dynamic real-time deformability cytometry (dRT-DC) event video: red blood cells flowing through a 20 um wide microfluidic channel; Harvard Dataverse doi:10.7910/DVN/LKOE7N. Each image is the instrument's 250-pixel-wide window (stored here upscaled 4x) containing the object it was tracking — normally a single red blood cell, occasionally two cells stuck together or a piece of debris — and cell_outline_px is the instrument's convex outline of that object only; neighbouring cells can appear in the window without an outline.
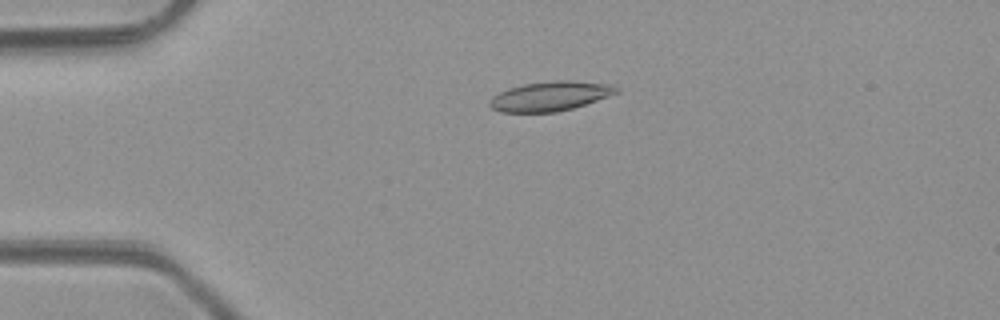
{"species": "common noctule bat (a hibernating species)", "species_latin": "Nyctalus noctula", "temperature_condition": "room temperature", "stored_images_in_passage": 5, "camera_frame_rate_fps": 3000, "um_per_image_px": 0.085, "animal": {"sex": "male", "body_mass_g": 23.1, "forearm_length_mm": 52.7}, "frame": {"image": 1, "passage_image": 4, "time_ms": 3.333, "image_size_px": [1000, 320], "cell_outline_px": [[620, 92], [572, 108], [556, 112], [500, 112], [492, 108], [488, 104], [492, 96], [508, 88], [524, 84], [556, 80], [568, 80], [616, 84], [620, 88]], "centroid_in_image_um": [46.79, 8.16], "position_along_channel_um": 38.2, "area_um2": 21.85}}